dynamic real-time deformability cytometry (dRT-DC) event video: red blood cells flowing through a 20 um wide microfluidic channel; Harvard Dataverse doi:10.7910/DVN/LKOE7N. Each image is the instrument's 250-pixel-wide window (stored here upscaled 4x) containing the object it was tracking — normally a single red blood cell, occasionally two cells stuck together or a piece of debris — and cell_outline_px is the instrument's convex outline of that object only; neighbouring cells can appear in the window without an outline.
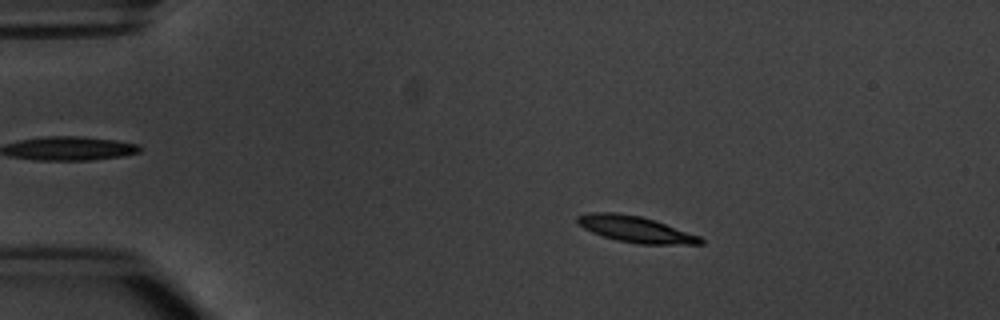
{"species": "common noctule bat (a hibernating species)", "species_latin": "Nyctalus noctula", "temperature_condition": "warm", "stored_images_in_passage": 5, "camera_frame_rate_fps": 3000, "um_per_image_px": 0.085, "animal": {"sex": "male", "body_mass_g": 20.1, "forearm_length_mm": 53.5}, "frame": {"image": 1, "passage_image": 3, "time_ms": 2.333, "image_size_px": [1000, 320], "cell_outline_px": [[704, 244], [636, 244], [616, 240], [592, 232], [584, 228], [576, 220], [576, 216], [588, 212], [616, 212], [640, 216], [700, 236], [704, 240]], "centroid_in_image_um": [53.99, 19.48], "position_along_channel_um": 31.0, "area_um2": 18.61}}
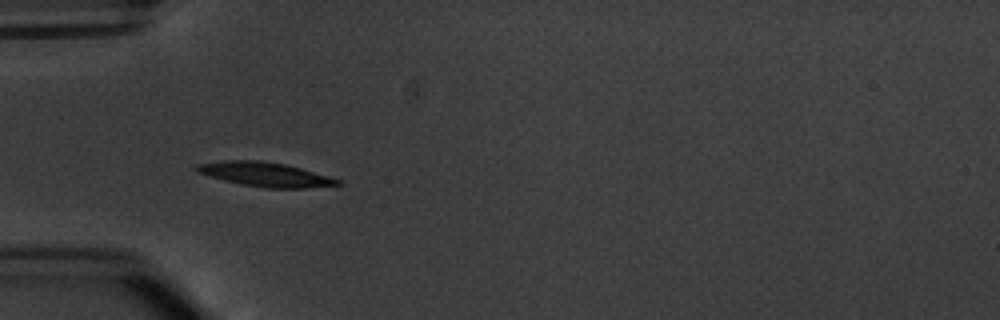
{"frame": {"image": 2, "passage_image": 5, "time_ms": 4.667, "image_size_px": [1000, 320], "cell_outline_px": [[344, 184], [304, 188], [264, 188], [240, 184], [208, 176], [196, 172], [192, 168], [196, 164], [224, 160], [260, 160], [284, 164], [300, 168], [328, 176], [340, 180]], "centroid_in_image_um": [22.48, 14.82], "position_along_channel_um": 62.5, "area_um2": 20.0}}